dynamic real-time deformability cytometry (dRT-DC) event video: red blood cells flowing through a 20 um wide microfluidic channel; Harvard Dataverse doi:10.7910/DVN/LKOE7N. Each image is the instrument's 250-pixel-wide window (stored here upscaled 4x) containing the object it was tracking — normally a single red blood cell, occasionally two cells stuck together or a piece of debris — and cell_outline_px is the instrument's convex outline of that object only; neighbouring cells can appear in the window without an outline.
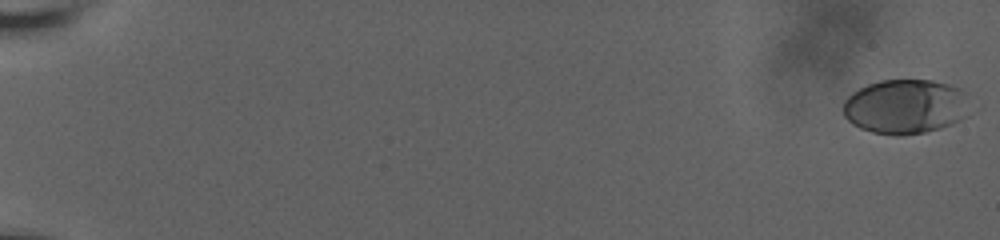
{"species": "human", "species_latin": "Homo sapiens", "temperature_condition": "room temperature", "stored_images_in_passage": 62, "camera_frame_rate_fps": 3000, "um_per_image_px": 0.085, "donor": {"sex": "male"}, "frame": {"image": 1, "passage_image": 2, "time_ms": 0.333, "image_size_px": [1000, 240], "cell_outline_px": [[968, 116], [952, 124], [940, 128], [924, 132], [904, 136], [892, 136], [872, 132], [860, 128], [852, 124], [844, 116], [844, 100], [852, 92], [868, 84], [880, 80], [932, 80], [948, 84], [960, 88], [964, 92]], "centroid_in_image_um": [76.94, 9.07], "position_along_channel_um": 8.1, "area_um2": 40.4}}
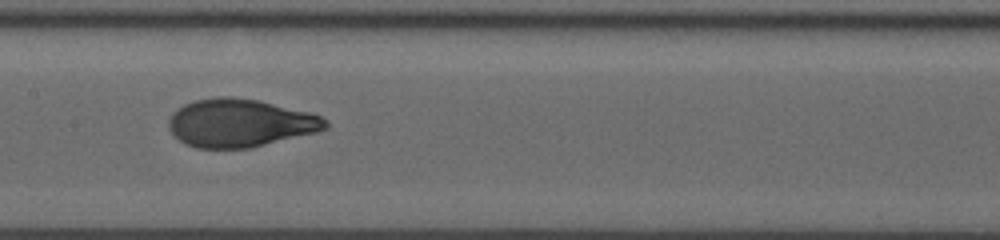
{"frame": {"image": 2, "passage_image": 35, "time_ms": 11.333, "image_size_px": [1000, 240], "cell_outline_px": [[328, 128], [316, 132], [252, 148], [196, 148], [184, 144], [172, 132], [168, 124], [168, 120], [184, 104], [196, 100], [216, 96], [232, 96], [260, 100], [312, 112], [328, 120]], "centroid_in_image_um": [20.46, 10.45], "position_along_channel_um": 186.9, "area_um2": 44.1}}
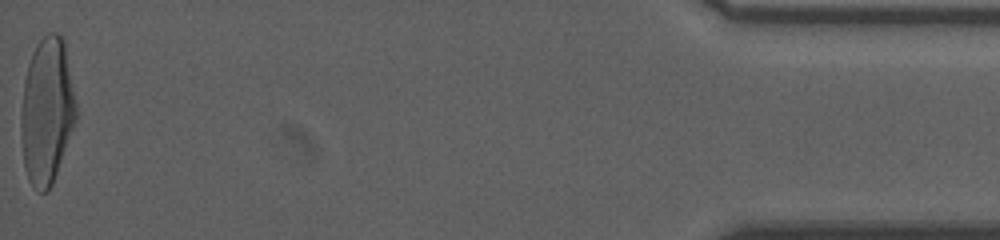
{"frame": {"image": 3, "passage_image": 62, "time_ms": 20.333, "image_size_px": [1000, 240], "cell_outline_px": [[76, 120], [52, 184], [48, 192], [40, 192], [32, 188], [28, 180], [24, 164], [20, 128], [20, 116], [24, 84], [28, 64], [32, 52], [36, 44], [48, 32], [56, 32], [64, 40], [76, 104]], "centroid_in_image_um": [3.97, 9.44], "position_along_channel_um": 431.2, "area_um2": 46.82}, "authors_computed_cell_mechanics": {"area_um2": 43.2055, "velocity_mm_per_s": 3.661, "shape_relaxation_time_tau1_ms": 5.7221, "shape_relaxation_time_tau2_ms": null, "deformation_change_tau1": 0.2397, "deformation_change_tau2": null}}